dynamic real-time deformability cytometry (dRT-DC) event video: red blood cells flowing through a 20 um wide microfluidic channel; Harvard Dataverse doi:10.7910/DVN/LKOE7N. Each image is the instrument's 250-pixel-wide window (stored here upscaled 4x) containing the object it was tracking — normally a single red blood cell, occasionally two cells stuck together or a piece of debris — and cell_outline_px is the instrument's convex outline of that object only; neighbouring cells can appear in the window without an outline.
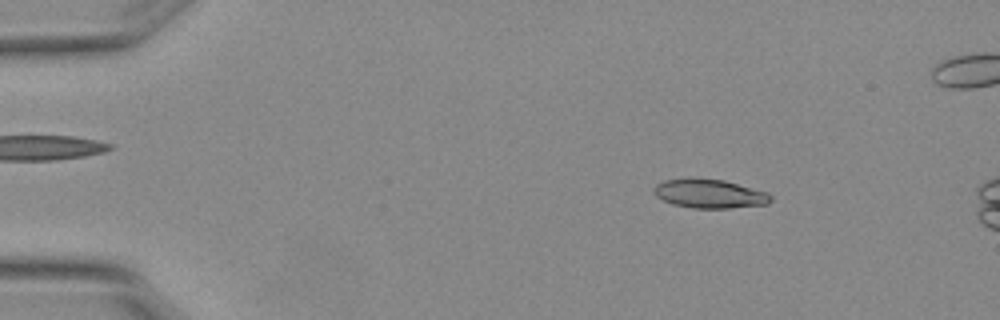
{"species": "Egyptian fruit bat (a non-hibernating species)", "species_latin": "Rousettus aegyptiacus", "temperature_condition": "warm", "stored_images_in_passage": 5, "camera_frame_rate_fps": 3000, "um_per_image_px": 0.085, "animal": {"sex": "female"}, "frame": {"image": 1, "passage_image": 2, "time_ms": 0.333, "image_size_px": [1000, 320], "cell_outline_px": [[772, 200], [768, 204], [728, 208], [692, 208], [672, 204], [656, 196], [652, 192], [652, 188], [656, 184], [664, 180], [724, 180], [768, 192], [772, 196]], "centroid_in_image_um": [60.33, 16.49], "position_along_channel_um": 24.7, "area_um2": 19.31}}